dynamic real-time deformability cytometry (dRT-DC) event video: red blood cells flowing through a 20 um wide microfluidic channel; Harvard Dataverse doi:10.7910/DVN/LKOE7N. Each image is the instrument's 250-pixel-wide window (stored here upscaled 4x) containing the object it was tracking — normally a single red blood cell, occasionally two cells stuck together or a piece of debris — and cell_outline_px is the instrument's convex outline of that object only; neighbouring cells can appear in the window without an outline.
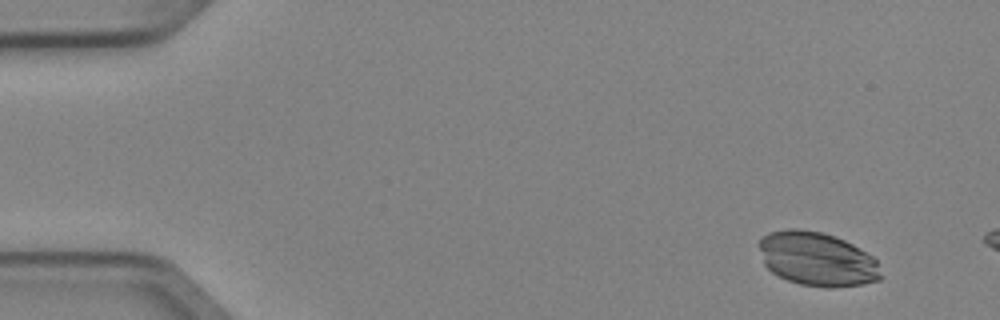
{"species": "Egyptian fruit bat (a non-hibernating species)", "species_latin": "Rousettus aegyptiacus", "temperature_condition": "cold", "stored_images_in_passage": 3, "camera_frame_rate_fps": 3000, "um_per_image_px": 0.085, "animal": {"sex": "female"}, "frame": {"image": 1, "passage_image": 1, "time_ms": 0.0, "image_size_px": [1000, 320], "cell_outline_px": [[884, 276], [880, 280], [860, 284], [832, 288], [828, 288], [800, 284], [788, 280], [772, 272], [764, 264], [760, 248], [760, 240], [768, 232], [788, 228], [796, 228], [820, 232], [844, 240], [852, 244], [872, 256], [876, 260]], "centroid_in_image_um": [69.48, 22.03], "position_along_channel_um": 15.5, "area_um2": 38.15}}